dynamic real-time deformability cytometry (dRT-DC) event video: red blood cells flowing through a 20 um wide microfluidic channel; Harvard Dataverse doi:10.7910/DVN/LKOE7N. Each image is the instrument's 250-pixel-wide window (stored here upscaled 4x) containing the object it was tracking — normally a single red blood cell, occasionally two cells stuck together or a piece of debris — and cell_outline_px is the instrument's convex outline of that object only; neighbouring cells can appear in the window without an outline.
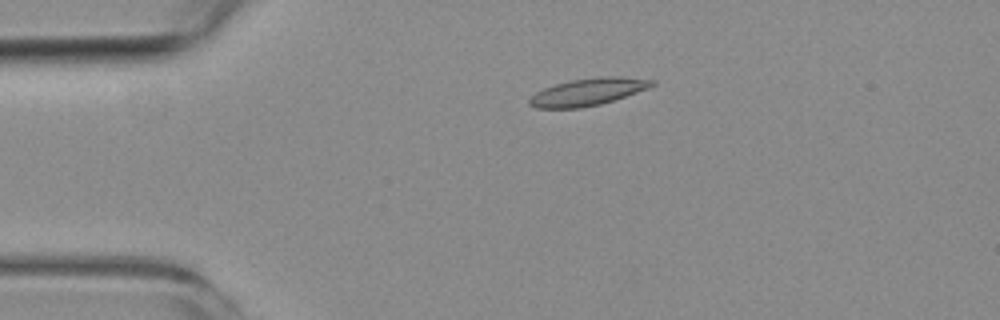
{"species": "common noctule bat (a hibernating species)", "species_latin": "Nyctalus noctula", "temperature_condition": "room temperature", "stored_images_in_passage": 2, "camera_frame_rate_fps": 3000, "um_per_image_px": 0.085, "animal": {"sex": "female", "body_mass_g": 19.3, "forearm_length_mm": 54.1}, "frame": {"image": 1, "passage_image": 1, "time_ms": 0.0, "image_size_px": [1000, 320], "cell_outline_px": [[656, 84], [648, 88], [600, 104], [580, 108], [536, 108], [528, 104], [528, 100], [536, 92], [544, 88], [568, 80], [600, 76], [620, 76], [656, 80]], "centroid_in_image_um": [49.96, 7.8], "position_along_channel_um": 35.0, "area_um2": 19.42}}